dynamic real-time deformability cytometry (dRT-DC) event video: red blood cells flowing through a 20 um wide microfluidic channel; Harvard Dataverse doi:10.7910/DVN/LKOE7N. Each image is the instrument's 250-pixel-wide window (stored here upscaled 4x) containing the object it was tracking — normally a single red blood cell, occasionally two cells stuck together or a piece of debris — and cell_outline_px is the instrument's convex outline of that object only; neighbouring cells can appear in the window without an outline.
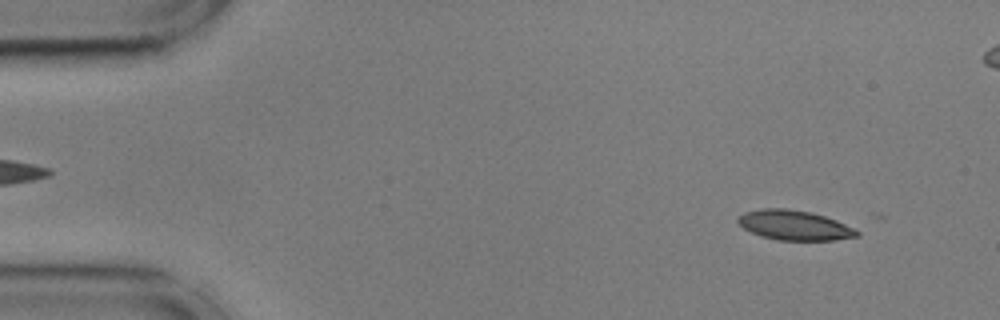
{"species": "common noctule bat (a hibernating species)", "species_latin": "Nyctalus noctula", "temperature_condition": "cold", "stored_images_in_passage": 9, "camera_frame_rate_fps": 3000, "um_per_image_px": 0.085, "animal": {"sex": "male", "body_mass_g": 17.9, "forearm_length_mm": 54.2}, "frame": {"image": 1, "passage_image": 4, "time_ms": 1.0, "image_size_px": [1000, 320], "cell_outline_px": [[860, 236], [836, 240], [776, 240], [760, 236], [744, 228], [736, 220], [744, 212], [764, 208], [784, 208], [812, 212], [836, 220], [856, 228], [860, 232]], "centroid_in_image_um": [67.57, 19.15], "position_along_channel_um": 17.4, "area_um2": 20.75}}